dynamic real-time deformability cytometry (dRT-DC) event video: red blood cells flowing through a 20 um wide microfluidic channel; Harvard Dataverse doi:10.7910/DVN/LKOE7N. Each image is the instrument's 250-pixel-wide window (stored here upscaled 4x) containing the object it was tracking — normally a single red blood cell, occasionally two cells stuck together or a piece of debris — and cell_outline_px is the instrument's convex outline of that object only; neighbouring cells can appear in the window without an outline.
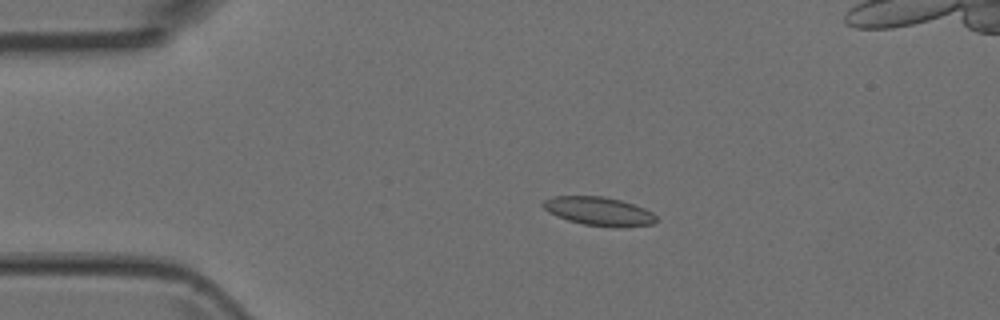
{"species": "Egyptian fruit bat (a non-hibernating species)", "species_latin": "Rousettus aegyptiacus", "temperature_condition": "room temperature", "stored_images_in_passage": 4, "camera_frame_rate_fps": 3000, "um_per_image_px": 0.085, "animal": {"sex": "female"}, "frame": {"image": 1, "passage_image": 3, "time_ms": 0.667, "image_size_px": [1000, 320], "cell_outline_px": [[656, 220], [652, 224], [620, 228], [616, 228], [584, 224], [568, 220], [556, 216], [548, 212], [540, 204], [544, 200], [552, 196], [604, 196], [620, 200], [644, 208], [652, 212], [656, 216]], "centroid_in_image_um": [50.88, 17.96], "position_along_channel_um": 34.1, "area_um2": 18.96}}